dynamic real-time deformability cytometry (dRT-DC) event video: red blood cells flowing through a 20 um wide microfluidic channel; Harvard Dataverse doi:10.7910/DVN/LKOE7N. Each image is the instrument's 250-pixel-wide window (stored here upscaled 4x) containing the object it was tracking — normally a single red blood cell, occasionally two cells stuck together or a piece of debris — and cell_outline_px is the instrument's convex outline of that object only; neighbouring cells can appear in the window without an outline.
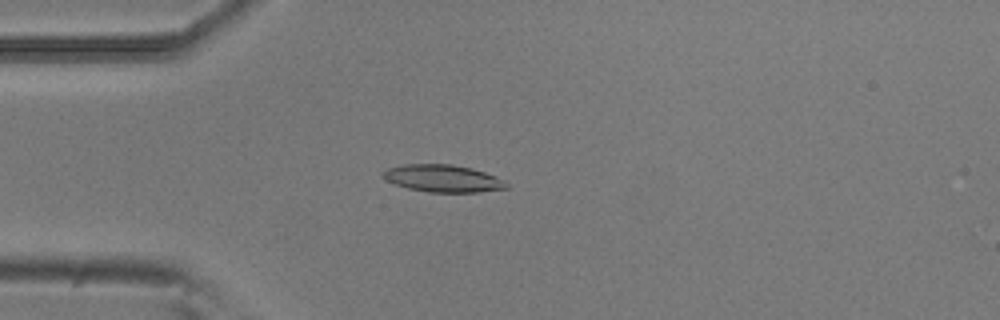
{"species": "common noctule bat (a hibernating species)", "species_latin": "Nyctalus noctula", "temperature_condition": "room temperature", "stored_images_in_passage": 49, "camera_frame_rate_fps": 3000, "um_per_image_px": 0.085, "animal": {"sex": "male", "body_mass_g": 20.5, "forearm_length_mm": 52.5}, "frame": {"image": 1, "passage_image": 10, "time_ms": 3.0, "image_size_px": [1000, 320], "cell_outline_px": [[508, 188], [476, 192], [428, 192], [408, 188], [384, 180], [380, 172], [388, 168], [404, 164], [452, 164], [472, 168], [496, 176], [504, 180], [508, 184]], "centroid_in_image_um": [37.62, 15.16], "position_along_channel_um": 47.4, "area_um2": 19.71}}
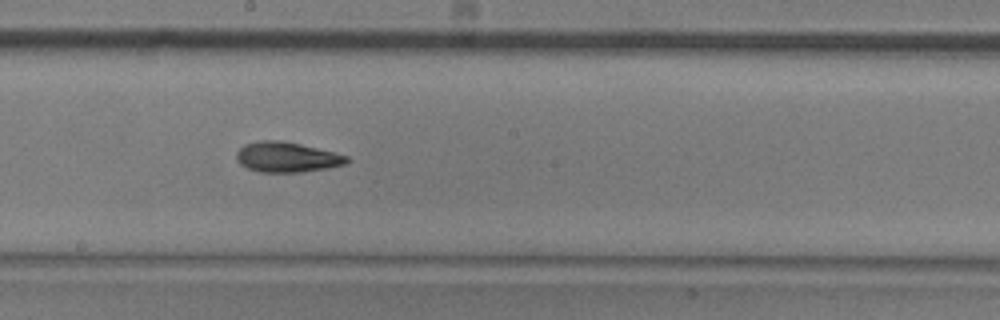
{"frame": {"image": 2, "passage_image": 25, "time_ms": 8.0, "image_size_px": [1000, 320], "cell_outline_px": [[352, 160], [344, 164], [328, 168], [300, 172], [260, 172], [248, 168], [240, 164], [236, 160], [236, 152], [244, 144], [260, 140], [280, 140], [300, 144], [348, 156]], "centroid_in_image_um": [24.36, 13.35], "position_along_channel_um": 223.8, "area_um2": 19.36}}
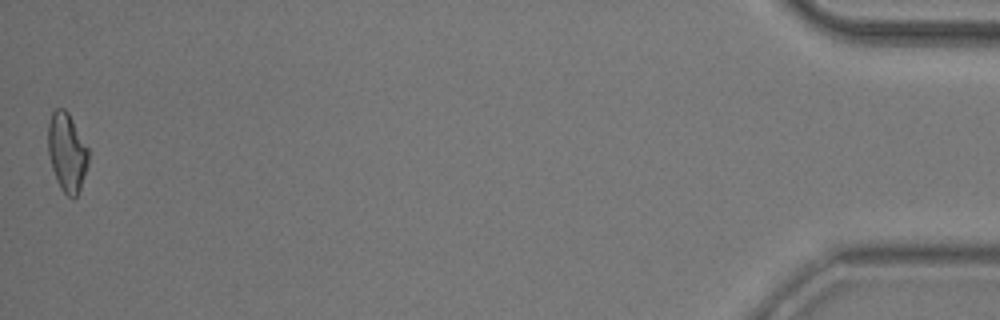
{"frame": {"image": 3, "passage_image": 49, "time_ms": 16.0, "image_size_px": [1000, 320], "cell_outline_px": [[88, 164], [80, 188], [76, 196], [68, 196], [60, 188], [56, 180], [52, 168], [48, 152], [48, 124], [52, 112], [56, 108], [64, 108], [68, 112], [88, 148]], "centroid_in_image_um": [5.68, 12.92], "position_along_channel_um": 429.5, "area_um2": 18.32}, "authors_computed_cell_mechanics": {"area_um2": 18.6694, "velocity_mm_per_s": 3.7781, "shape_relaxation_time_tau1_ms": 6.8202, "shape_relaxation_time_tau2_ms": 5.8532, "deformation_change_tau1": 0.1826, "deformation_change_tau2": 0.1493}}